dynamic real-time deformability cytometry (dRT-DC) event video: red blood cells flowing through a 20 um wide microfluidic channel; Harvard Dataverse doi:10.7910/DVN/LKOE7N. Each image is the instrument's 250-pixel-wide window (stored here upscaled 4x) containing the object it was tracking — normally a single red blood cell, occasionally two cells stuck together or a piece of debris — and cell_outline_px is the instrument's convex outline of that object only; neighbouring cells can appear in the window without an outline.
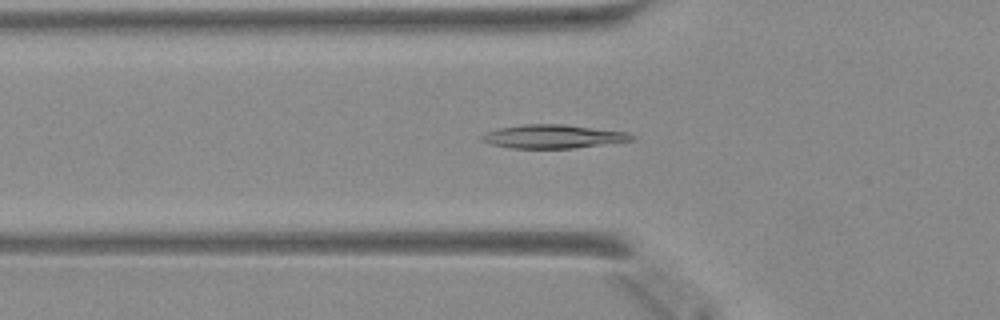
{"species": "Egyptian fruit bat (a non-hibernating species)", "species_latin": "Rousettus aegyptiacus", "temperature_condition": "warm", "stored_images_in_passage": 48, "camera_frame_rate_fps": 3000, "um_per_image_px": 0.085, "animal": {"sex": "female"}, "frame": {"image": 1, "passage_image": 17, "time_ms": 5.333, "image_size_px": [1000, 320], "cell_outline_px": [[636, 136], [632, 140], [572, 148], [512, 148], [492, 144], [480, 140], [480, 136], [488, 132], [500, 128], [524, 124], [564, 124], [628, 132]], "centroid_in_image_um": [47.01, 11.59], "position_along_channel_um": 78.8, "area_um2": 20.35}}
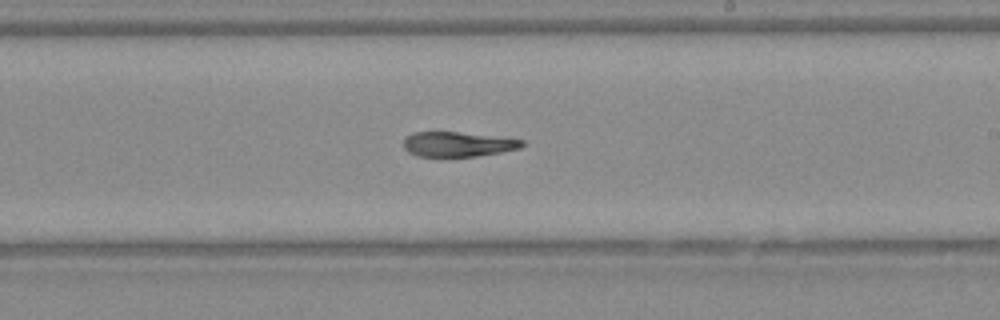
{"frame": {"image": 2, "passage_image": 29, "time_ms": 9.333, "image_size_px": [1000, 320], "cell_outline_px": [[524, 144], [520, 148], [500, 152], [476, 156], [416, 156], [408, 152], [404, 148], [404, 136], [412, 132], [436, 128], [524, 140]], "centroid_in_image_um": [38.81, 12.2], "position_along_channel_um": 250.2, "area_um2": 17.98}}
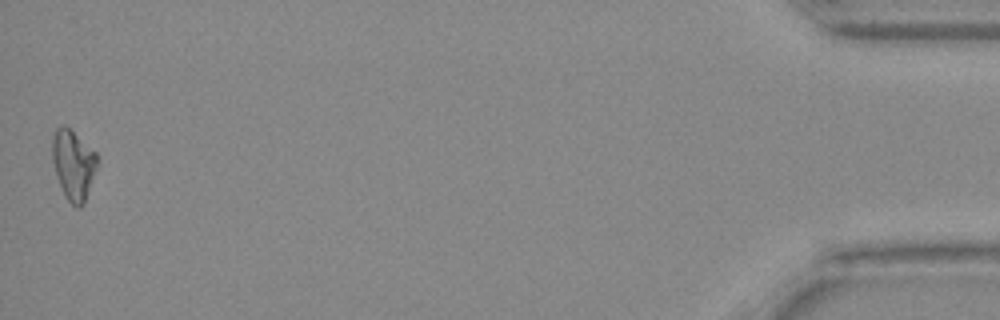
{"frame": {"image": 3, "passage_image": 48, "time_ms": 15.667, "image_size_px": [1000, 320], "cell_outline_px": [[100, 160], [84, 204], [80, 208], [76, 208], [64, 196], [52, 160], [52, 136], [56, 128], [60, 124], [64, 124], [96, 152]], "centroid_in_image_um": [6.25, 14.0], "position_along_channel_um": 428.9, "area_um2": 18.5}}